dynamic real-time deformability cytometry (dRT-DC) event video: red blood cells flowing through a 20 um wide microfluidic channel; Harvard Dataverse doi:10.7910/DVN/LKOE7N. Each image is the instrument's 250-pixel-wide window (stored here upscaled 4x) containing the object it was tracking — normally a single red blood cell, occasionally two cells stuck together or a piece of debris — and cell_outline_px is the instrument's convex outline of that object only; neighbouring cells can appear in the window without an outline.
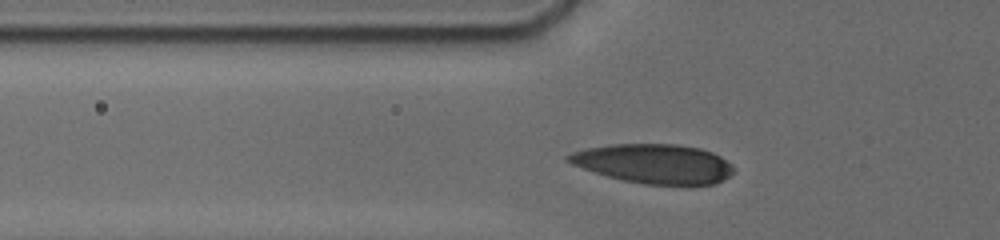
{"species": "human", "species_latin": "Homo sapiens", "temperature_condition": "cold", "stored_images_in_passage": 51, "camera_frame_rate_fps": 3000, "um_per_image_px": 0.085, "donor": {"sex": "male"}, "frame": {"image": 1, "passage_image": 13, "time_ms": 2.667, "image_size_px": [1000, 240], "cell_outline_px": [[732, 172], [724, 180], [716, 184], [644, 184], [624, 180], [608, 176], [572, 164], [564, 156], [572, 152], [588, 148], [612, 144], [676, 144], [700, 148], [712, 152], [720, 156], [732, 168]], "centroid_in_image_um": [55.58, 13.9], "position_along_channel_um": 70.2, "area_um2": 37.34}}
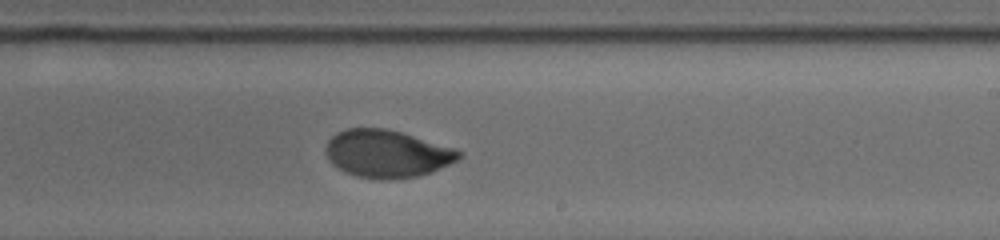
{"frame": {"image": 2, "passage_image": 39, "time_ms": 7.667, "image_size_px": [1000, 240], "cell_outline_px": [[464, 156], [460, 160], [420, 176], [388, 180], [380, 180], [356, 176], [344, 172], [332, 164], [328, 160], [324, 148], [328, 140], [336, 132], [348, 128], [384, 128], [400, 132], [456, 148], [464, 152]], "centroid_in_image_um": [32.9, 13.08], "position_along_channel_um": 256.1, "area_um2": 37.4}}
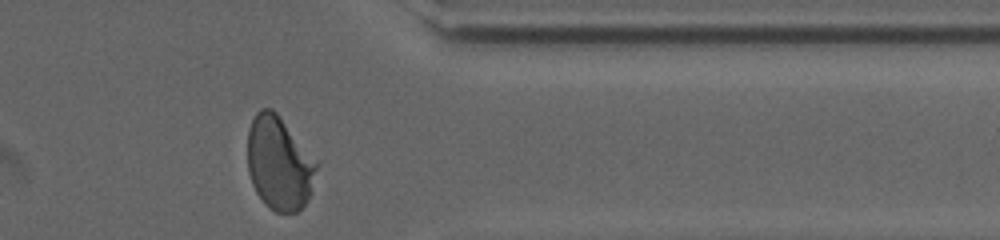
{"frame": {"image": 3, "passage_image": 51, "time_ms": 11.333, "image_size_px": [1000, 240], "cell_outline_px": [[316, 168], [312, 192], [308, 200], [296, 212], [276, 212], [268, 208], [264, 204], [256, 192], [252, 184], [248, 172], [248, 128], [256, 112], [260, 108], [272, 108], [276, 112], [316, 164]], "centroid_in_image_um": [23.67, 13.91], "position_along_channel_um": 387.7, "area_um2": 36.93}, "authors_computed_cell_mechanics": {"area_um2": 37.3966, "velocity_mm_per_s": 3.7769, "shape_relaxation_time_tau1_ms": 5.3239, "shape_relaxation_time_tau2_ms": null, "deformation_change_tau1": 0.1984, "deformation_change_tau2": null}}